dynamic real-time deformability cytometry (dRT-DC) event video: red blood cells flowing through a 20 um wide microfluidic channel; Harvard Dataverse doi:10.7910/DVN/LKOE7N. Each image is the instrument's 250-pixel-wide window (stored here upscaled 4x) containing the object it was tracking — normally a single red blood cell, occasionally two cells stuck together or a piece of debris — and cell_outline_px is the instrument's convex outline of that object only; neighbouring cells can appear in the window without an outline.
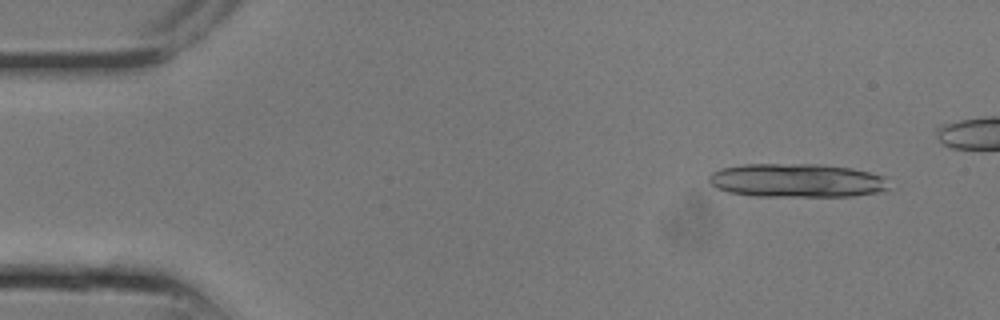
{"species": "common noctule bat (a hibernating species)", "species_latin": "Nyctalus noctula", "temperature_condition": "room temperature", "stored_images_in_passage": 10, "segment_of_instrument_passage": [1, 2], "camera_frame_rate_fps": 3000, "um_per_image_px": 0.085, "animal": {"sex": "male", "body_mass_g": 13.3}, "frame": {"image": 1, "passage_image": 2, "time_ms": 0.333, "image_size_px": [1000, 320], "cell_outline_px": [[888, 188], [876, 192], [852, 196], [752, 196], [728, 192], [716, 188], [708, 180], [708, 176], [712, 172], [720, 168], [744, 164], [824, 164], [852, 168], [884, 176]], "centroid_in_image_um": [67.67, 15.33], "position_along_channel_um": 17.3, "area_um2": 35.43}}